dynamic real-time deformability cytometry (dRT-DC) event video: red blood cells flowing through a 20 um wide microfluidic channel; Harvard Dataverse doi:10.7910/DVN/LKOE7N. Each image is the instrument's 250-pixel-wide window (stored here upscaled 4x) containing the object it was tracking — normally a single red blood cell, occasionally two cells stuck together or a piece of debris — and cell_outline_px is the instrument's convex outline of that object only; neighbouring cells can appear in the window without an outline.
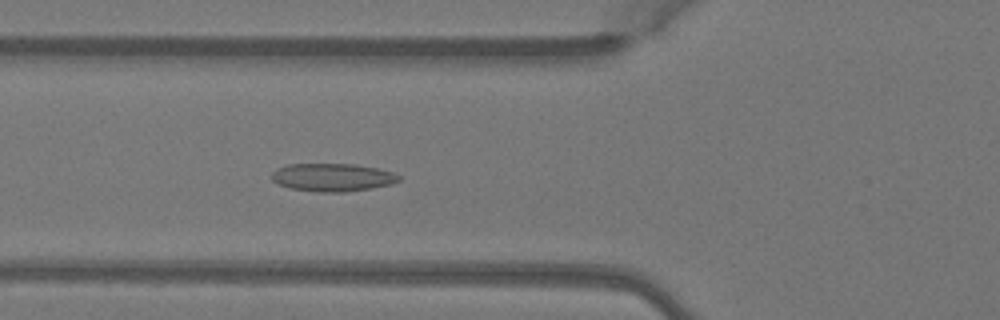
{"species": "Egyptian fruit bat (a non-hibernating species)", "species_latin": "Rousettus aegyptiacus", "temperature_condition": "warm", "stored_images_in_passage": 4, "camera_frame_rate_fps": 3000, "um_per_image_px": 0.085, "animal": {"sex": "female"}, "frame": {"image": 1, "passage_image": 4, "time_ms": 1.0, "image_size_px": [1000, 320], "cell_outline_px": [[400, 180], [392, 184], [372, 188], [344, 192], [320, 192], [288, 188], [276, 184], [272, 180], [272, 172], [276, 168], [288, 164], [356, 164], [376, 168], [392, 172], [400, 176]], "centroid_in_image_um": [28.23, 15.08], "position_along_channel_um": 97.6, "area_um2": 20.87}}